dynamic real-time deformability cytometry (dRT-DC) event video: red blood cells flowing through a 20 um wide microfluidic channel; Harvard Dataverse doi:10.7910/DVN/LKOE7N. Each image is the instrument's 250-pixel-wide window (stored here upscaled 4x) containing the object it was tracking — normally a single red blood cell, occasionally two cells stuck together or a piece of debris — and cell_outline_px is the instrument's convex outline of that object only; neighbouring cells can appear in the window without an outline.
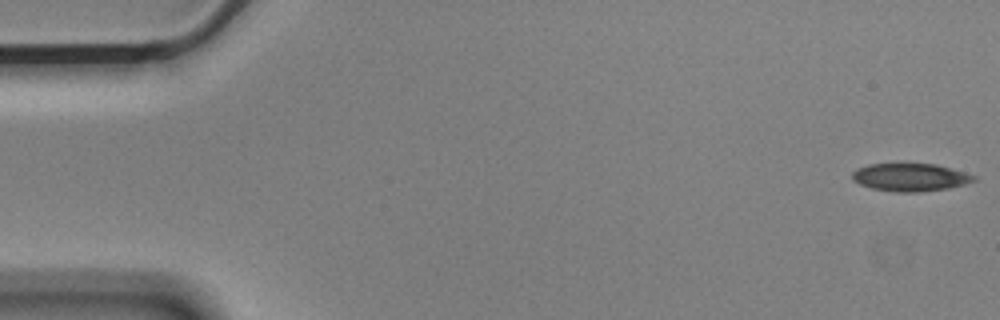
{"species": "Egyptian fruit bat (a non-hibernating species)", "species_latin": "Rousettus aegyptiacus", "temperature_condition": "cold", "stored_images_in_passage": 55, "camera_frame_rate_fps": 3000, "um_per_image_px": 0.085, "animal": {"sex": "male"}, "frame": {"image": 1, "passage_image": 1, "time_ms": 0.0, "image_size_px": [1000, 320], "cell_outline_px": [[976, 180], [964, 184], [948, 188], [920, 192], [896, 192], [872, 188], [860, 184], [852, 180], [852, 172], [856, 168], [868, 164], [904, 160], [936, 164], [964, 172], [976, 176]], "centroid_in_image_um": [77.32, 15.01], "position_along_channel_um": 7.7, "area_um2": 20.63}}
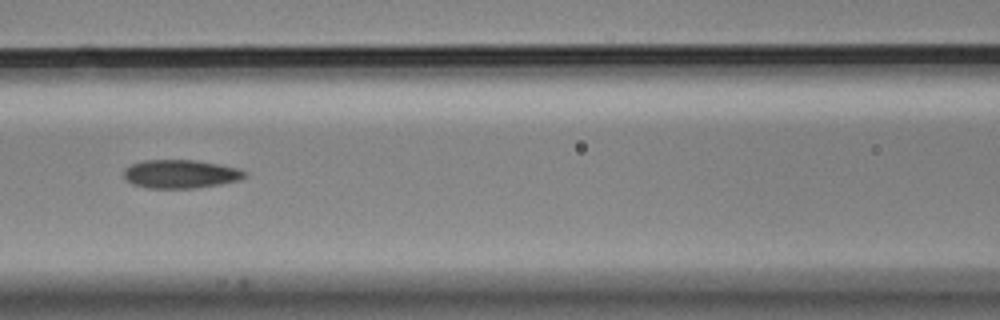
{"frame": {"image": 2, "passage_image": 24, "time_ms": 7.667, "image_size_px": [1000, 320], "cell_outline_px": [[248, 176], [240, 180], [220, 184], [196, 188], [144, 188], [132, 184], [124, 176], [124, 168], [132, 164], [144, 160], [196, 160], [220, 164], [240, 168], [248, 172]], "centroid_in_image_um": [15.4, 14.79], "position_along_channel_um": 151.2, "area_um2": 20.35}}
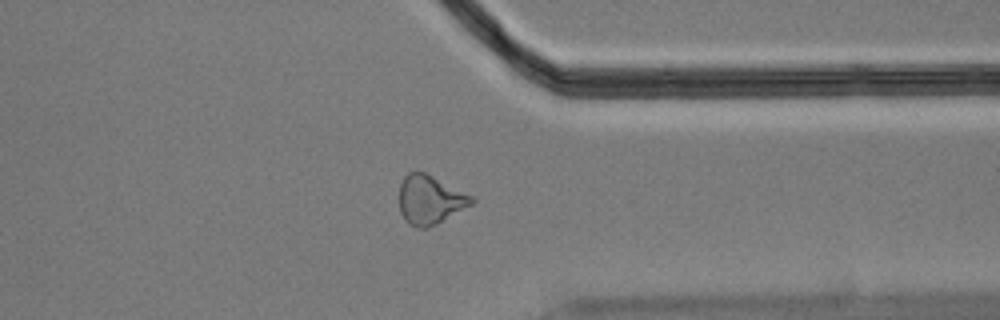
{"frame": {"image": 3, "passage_image": 43, "time_ms": 14.0, "image_size_px": [1000, 320], "cell_outline_px": [[476, 200], [472, 204], [436, 224], [428, 228], [416, 228], [408, 224], [404, 220], [400, 212], [400, 184], [404, 176], [408, 172], [424, 172], [472, 196]], "centroid_in_image_um": [36.52, 17.0], "position_along_channel_um": 374.9, "area_um2": 20.4}, "authors_computed_cell_mechanics": {"area_um2": 20.4034, "velocity_mm_per_s": 3.5955, "shape_relaxation_time_tau1_ms": null, "shape_relaxation_time_tau2_ms": 2.9914, "deformation_change_tau1": null, "deformation_change_tau2": 0.0943}}